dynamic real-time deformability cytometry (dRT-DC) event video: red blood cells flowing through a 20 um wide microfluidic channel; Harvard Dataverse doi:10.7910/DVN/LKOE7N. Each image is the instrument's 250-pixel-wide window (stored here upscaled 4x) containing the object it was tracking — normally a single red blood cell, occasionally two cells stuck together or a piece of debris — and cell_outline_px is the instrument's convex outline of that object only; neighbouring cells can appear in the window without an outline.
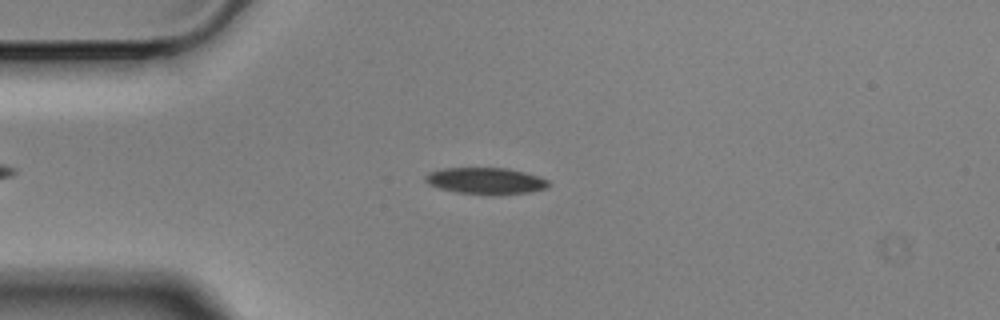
{"species": "Egyptian fruit bat (a non-hibernating species)", "species_latin": "Rousettus aegyptiacus", "temperature_condition": "cold", "stored_images_in_passage": 57, "camera_frame_rate_fps": 3000, "um_per_image_px": 0.085, "animal": {"sex": "male"}, "frame": {"image": 1, "passage_image": 14, "time_ms": 4.333, "image_size_px": [1000, 320], "cell_outline_px": [[552, 184], [548, 188], [532, 192], [496, 196], [492, 196], [456, 192], [440, 188], [428, 184], [424, 180], [424, 176], [428, 172], [444, 168], [508, 168], [540, 176], [548, 180]], "centroid_in_image_um": [41.34, 15.39], "position_along_channel_um": 43.7, "area_um2": 19.59}}
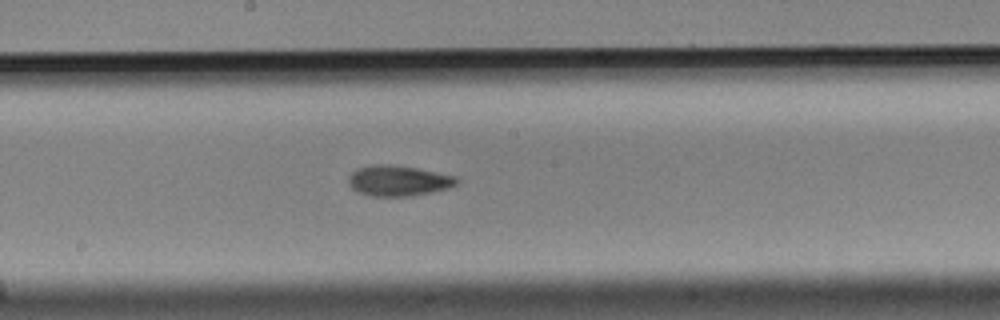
{"frame": {"image": 2, "passage_image": 30, "time_ms": 9.667, "image_size_px": [1000, 320], "cell_outline_px": [[460, 180], [456, 184], [448, 188], [432, 192], [412, 196], [372, 196], [356, 192], [348, 184], [348, 176], [356, 168], [372, 164], [392, 164], [416, 168], [456, 176]], "centroid_in_image_um": [33.82, 15.35], "position_along_channel_um": 214.4, "area_um2": 19.48}}
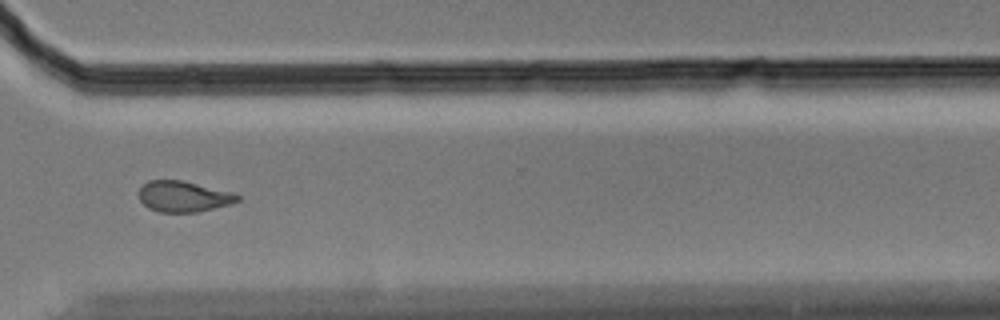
{"frame": {"image": 3, "passage_image": 42, "time_ms": 13.667, "image_size_px": [1000, 320], "cell_outline_px": [[240, 200], [228, 204], [196, 212], [160, 212], [148, 208], [140, 200], [136, 192], [148, 180], [180, 180], [232, 192], [240, 196]], "centroid_in_image_um": [15.54, 16.69], "position_along_channel_um": 355.1, "area_um2": 17.57}, "authors_computed_cell_mechanics": {"area_um2": 18.6116, "velocity_mm_per_s": 3.5255, "shape_relaxation_time_tau1_ms": 4.4693, "shape_relaxation_time_tau2_ms": 4.0301, "deformation_change_tau1": 0.1472, "deformation_change_tau2": 0.1067}}